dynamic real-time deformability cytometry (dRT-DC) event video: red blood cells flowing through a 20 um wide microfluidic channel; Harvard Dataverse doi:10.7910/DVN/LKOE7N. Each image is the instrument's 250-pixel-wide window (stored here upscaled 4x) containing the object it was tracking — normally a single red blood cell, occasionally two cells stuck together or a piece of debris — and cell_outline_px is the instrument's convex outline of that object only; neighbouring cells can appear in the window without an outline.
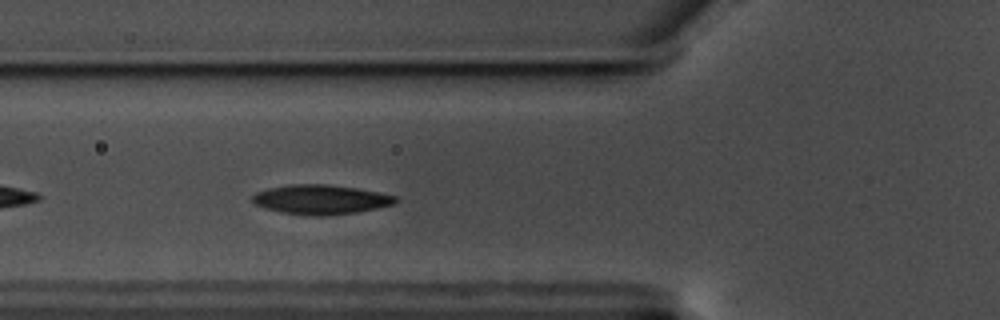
{"species": "common noctule bat (a hibernating species)", "species_latin": "Nyctalus noctula", "temperature_condition": "warm", "stored_images_in_passage": 38, "camera_frame_rate_fps": 3000, "um_per_image_px": 0.085, "animal": {"sex": "male", "body_mass_g": 17.5, "forearm_length_mm": 52.3}, "frame": {"image": 1, "passage_image": 6, "time_ms": 1.667, "image_size_px": [1000, 320], "cell_outline_px": [[400, 200], [392, 204], [376, 208], [356, 212], [324, 216], [316, 216], [280, 212], [264, 208], [256, 204], [252, 200], [252, 196], [256, 192], [268, 188], [288, 184], [328, 184], [356, 188], [380, 192], [396, 196]], "centroid_in_image_um": [27.26, 16.95], "position_along_channel_um": 98.5, "area_um2": 24.62}}
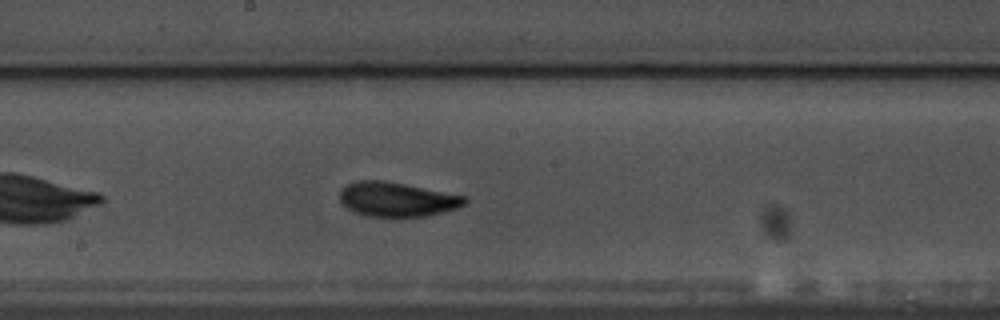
{"frame": {"image": 2, "passage_image": 16, "time_ms": 5.0, "image_size_px": [1000, 320], "cell_outline_px": [[468, 200], [464, 204], [456, 208], [424, 216], [368, 216], [356, 212], [348, 208], [340, 200], [340, 188], [344, 184], [356, 180], [380, 180], [404, 184], [468, 196]], "centroid_in_image_um": [33.72, 16.92], "position_along_channel_um": 214.5, "area_um2": 24.85}}
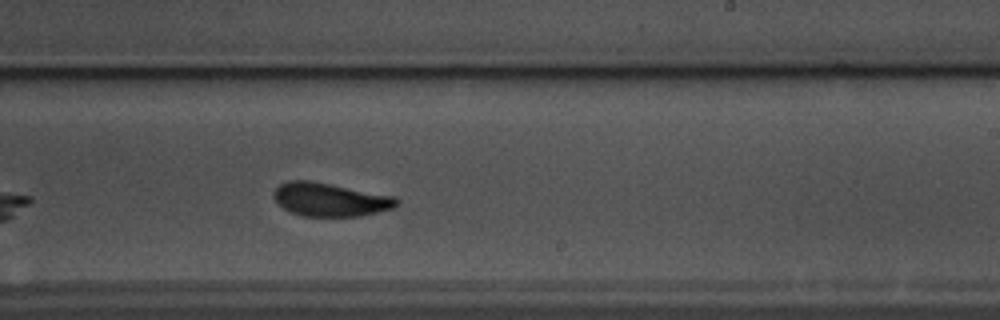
{"frame": {"image": 3, "passage_image": 20, "time_ms": 6.333, "image_size_px": [1000, 320], "cell_outline_px": [[400, 204], [392, 208], [360, 216], [304, 216], [292, 212], [284, 208], [272, 196], [272, 192], [280, 184], [288, 180], [312, 180], [396, 196], [400, 200]], "centroid_in_image_um": [28.08, 16.94], "position_along_channel_um": 260.9, "area_um2": 24.1}, "authors_computed_cell_mechanics": {"area_um2": 24.1026, "velocity_mm_per_s": 3.4935, "shape_relaxation_time_tau1_ms": 2.9441, "shape_relaxation_time_tau2_ms": 2.4934, "deformation_change_tau1": 0.1297, "deformation_change_tau2": 0.0763}}